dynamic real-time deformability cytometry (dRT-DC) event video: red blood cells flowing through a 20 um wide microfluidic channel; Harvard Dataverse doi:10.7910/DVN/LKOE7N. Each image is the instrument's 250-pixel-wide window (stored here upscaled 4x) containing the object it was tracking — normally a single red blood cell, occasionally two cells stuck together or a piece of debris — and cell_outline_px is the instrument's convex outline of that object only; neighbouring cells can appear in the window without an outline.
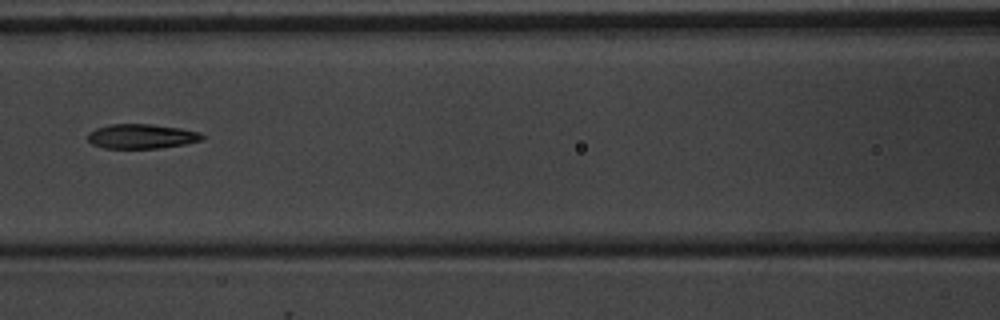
{"species": "common noctule bat (a hibernating species)", "species_latin": "Nyctalus noctula", "temperature_condition": "warm", "stored_images_in_passage": 5, "camera_frame_rate_fps": 3000, "um_per_image_px": 0.085, "animal": {"sex": "male", "body_mass_g": 20.1, "forearm_length_mm": 53.5}, "frame": {"image": 1, "passage_image": 5, "time_ms": 4.667, "image_size_px": [1000, 320], "cell_outline_px": [[204, 136], [200, 140], [184, 144], [160, 148], [104, 148], [92, 144], [88, 140], [88, 132], [96, 128], [112, 124], [152, 124], [180, 128], [200, 132]], "centroid_in_image_um": [12.01, 11.58], "position_along_channel_um": 154.6, "area_um2": 16.3}}